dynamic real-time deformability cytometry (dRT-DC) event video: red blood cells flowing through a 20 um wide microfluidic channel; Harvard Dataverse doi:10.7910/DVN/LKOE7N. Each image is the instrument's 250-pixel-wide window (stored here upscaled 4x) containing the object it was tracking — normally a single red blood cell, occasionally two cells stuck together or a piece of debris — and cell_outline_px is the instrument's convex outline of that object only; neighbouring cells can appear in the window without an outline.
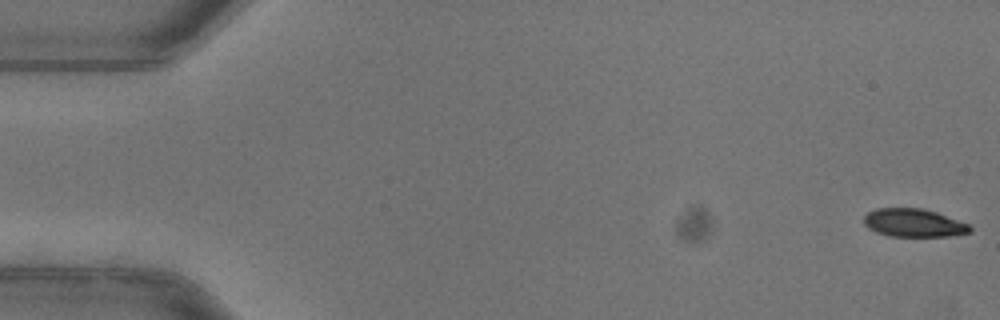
{"species": "common noctule bat (a hibernating species)", "species_latin": "Nyctalus noctula", "temperature_condition": "warm", "stored_images_in_passage": 52, "camera_frame_rate_fps": 3000, "um_per_image_px": 0.085, "animal": {"sex": "female"}, "frame": {"image": 1, "passage_image": 1, "time_ms": 0.0, "image_size_px": [1000, 320], "cell_outline_px": [[972, 232], [948, 236], [888, 236], [876, 232], [868, 228], [864, 224], [864, 216], [868, 212], [876, 208], [924, 208], [936, 212], [968, 224], [972, 228]], "centroid_in_image_um": [77.64, 18.94], "position_along_channel_um": 7.4, "area_um2": 17.4}}
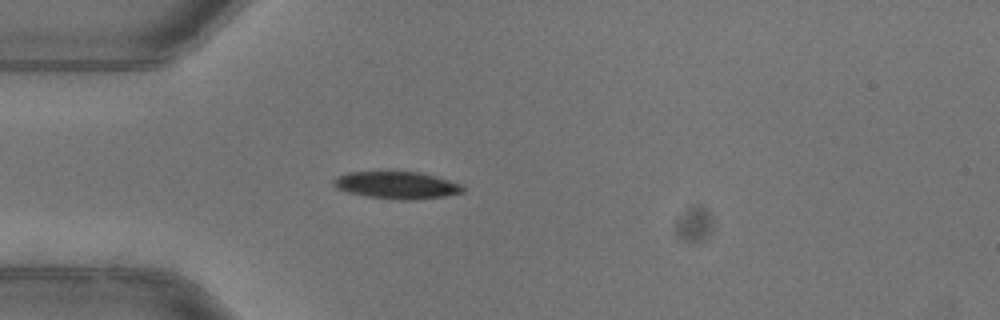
{"frame": {"image": 2, "passage_image": 15, "time_ms": 4.667, "image_size_px": [1000, 320], "cell_outline_px": [[464, 192], [444, 196], [416, 200], [400, 200], [364, 196], [348, 192], [336, 188], [332, 184], [332, 180], [336, 176], [348, 172], [420, 172], [464, 184]], "centroid_in_image_um": [33.73, 15.74], "position_along_channel_um": 51.3, "area_um2": 20.69}, "authors_computed_cell_mechanics": {"area_um2": 20.1144, "velocity_mm_per_s": 3.9712, "shape_relaxation_time_tau1_ms": 3.5708, "shape_relaxation_time_tau2_ms": null, "deformation_change_tau1": 0.1697, "deformation_change_tau2": null}}